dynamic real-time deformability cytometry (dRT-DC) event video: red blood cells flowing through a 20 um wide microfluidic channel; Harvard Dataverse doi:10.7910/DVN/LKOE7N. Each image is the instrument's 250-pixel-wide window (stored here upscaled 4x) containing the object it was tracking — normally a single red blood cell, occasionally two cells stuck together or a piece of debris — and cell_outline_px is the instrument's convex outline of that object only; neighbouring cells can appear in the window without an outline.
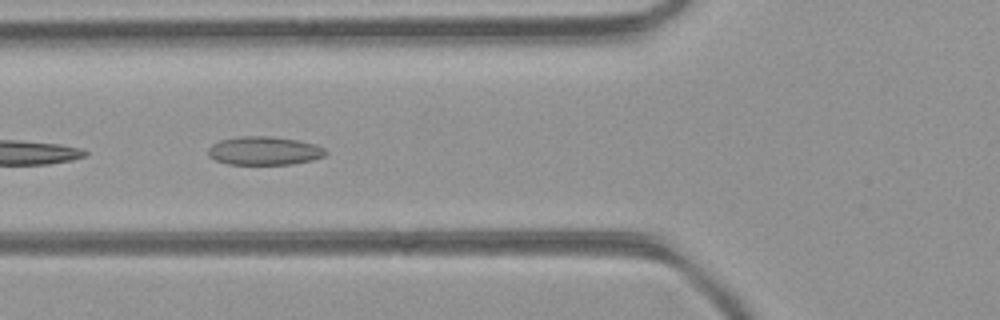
{"species": "common noctule bat (a hibernating species)", "species_latin": "Nyctalus noctula", "temperature_condition": "room temperature", "stored_images_in_passage": 21, "camera_frame_rate_fps": 3000, "um_per_image_px": 0.085, "animal": {"sex": "female", "body_mass_g": 21.9}, "frame": {"image": 1, "passage_image": 4, "time_ms": 1.0, "image_size_px": [1000, 320], "cell_outline_px": [[328, 152], [324, 156], [312, 160], [292, 164], [228, 164], [216, 160], [208, 156], [208, 148], [212, 144], [220, 140], [240, 136], [272, 136], [300, 140], [316, 144], [324, 148]], "centroid_in_image_um": [22.48, 12.81], "position_along_channel_um": 103.3, "area_um2": 19.65}}
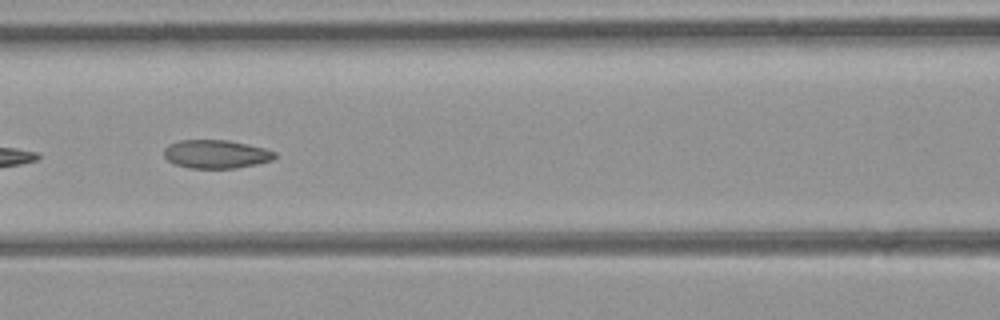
{"frame": {"image": 2, "passage_image": 7, "time_ms": 2.0, "image_size_px": [1000, 320], "cell_outline_px": [[276, 156], [272, 160], [256, 164], [236, 168], [188, 168], [172, 164], [164, 156], [164, 148], [168, 144], [180, 140], [228, 140], [248, 144], [264, 148], [276, 152]], "centroid_in_image_um": [18.34, 13.1], "position_along_channel_um": 148.3, "area_um2": 18.5}}
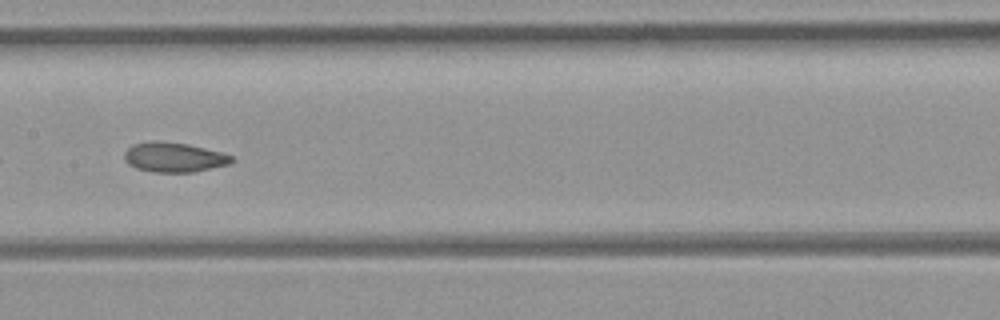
{"frame": {"image": 3, "passage_image": 10, "time_ms": 3.0, "image_size_px": [1000, 320], "cell_outline_px": [[236, 160], [228, 164], [192, 172], [152, 172], [136, 168], [128, 164], [124, 160], [124, 152], [132, 144], [148, 140], [156, 140], [188, 144], [220, 152], [232, 156]], "centroid_in_image_um": [14.73, 13.35], "position_along_channel_um": 192.7, "area_um2": 18.67}}